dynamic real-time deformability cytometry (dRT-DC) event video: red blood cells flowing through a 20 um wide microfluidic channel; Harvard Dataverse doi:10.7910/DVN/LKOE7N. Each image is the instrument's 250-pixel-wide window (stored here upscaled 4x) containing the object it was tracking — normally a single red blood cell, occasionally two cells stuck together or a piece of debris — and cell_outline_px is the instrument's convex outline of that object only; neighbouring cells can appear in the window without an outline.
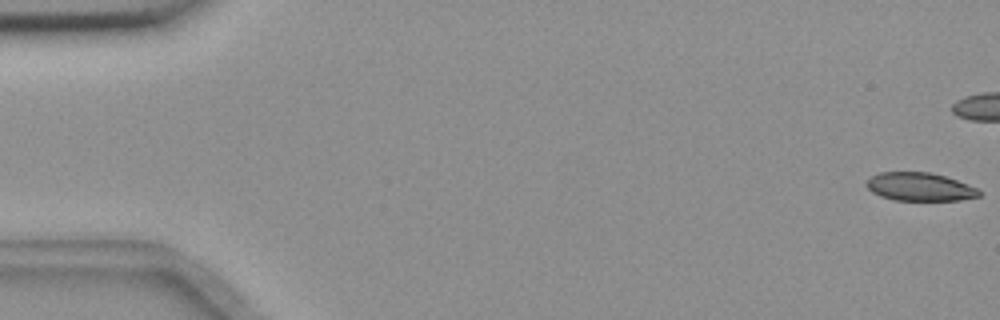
{"species": "common noctule bat (a hibernating species)", "species_latin": "Nyctalus noctula", "temperature_condition": "room temperature", "stored_images_in_passage": 16, "camera_frame_rate_fps": 3000, "um_per_image_px": 0.085, "animal": {"sex": "female", "body_mass_g": 18.4}, "frame": {"image": 1, "passage_image": 1, "time_ms": 0.0, "image_size_px": [1000, 320], "cell_outline_px": [[980, 196], [960, 200], [892, 200], [880, 196], [872, 192], [864, 184], [872, 176], [880, 172], [928, 172], [944, 176], [956, 180], [976, 188], [980, 192]], "centroid_in_image_um": [78.14, 15.88], "position_along_channel_um": 6.9, "area_um2": 18.38}}
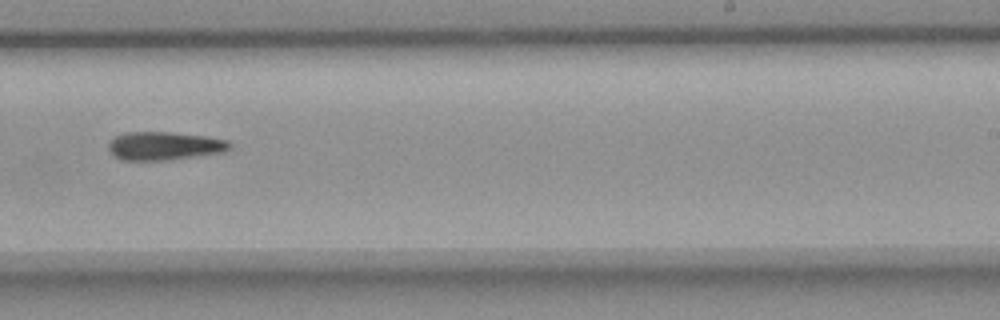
{"frame": {"image": 2, "passage_image": 11, "time_ms": 3.333, "image_size_px": [1000, 320], "cell_outline_px": [[232, 148], [224, 152], [200, 156], [168, 160], [120, 160], [112, 156], [108, 148], [108, 144], [116, 136], [128, 132], [172, 132], [208, 136], [228, 140], [232, 144]], "centroid_in_image_um": [14.01, 12.41], "position_along_channel_um": 275.0, "area_um2": 20.35}}
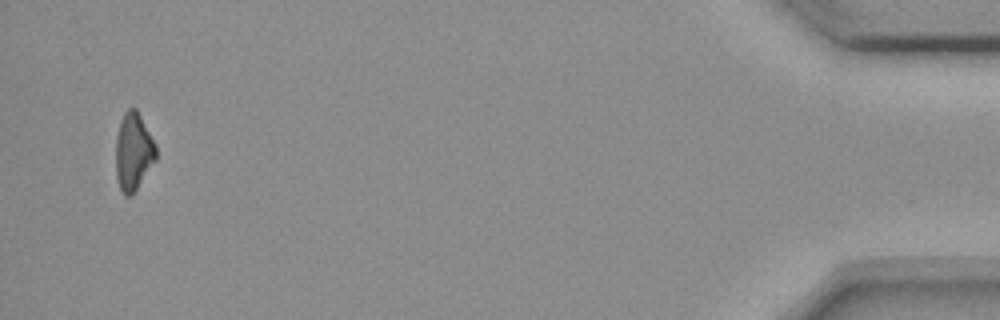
{"frame": {"image": 3, "passage_image": 16, "time_ms": 5.0, "image_size_px": [1000, 320], "cell_outline_px": [[156, 160], [132, 196], [124, 196], [120, 188], [116, 176], [116, 136], [120, 120], [124, 112], [128, 108], [136, 108], [156, 144]], "centroid_in_image_um": [11.33, 12.9], "position_along_channel_um": 423.9, "area_um2": 18.32}}